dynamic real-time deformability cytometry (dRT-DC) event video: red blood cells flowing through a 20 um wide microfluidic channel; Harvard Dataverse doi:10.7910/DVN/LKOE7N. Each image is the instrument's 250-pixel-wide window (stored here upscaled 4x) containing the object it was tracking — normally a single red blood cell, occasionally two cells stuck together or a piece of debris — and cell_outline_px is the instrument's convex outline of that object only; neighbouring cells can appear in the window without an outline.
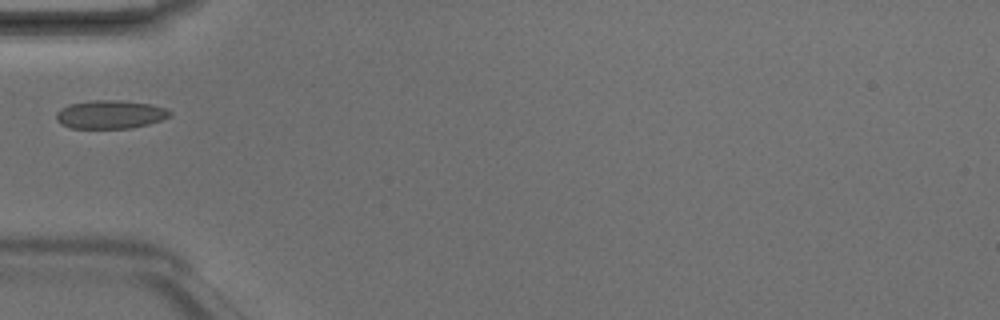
{"species": "Egyptian fruit bat (a non-hibernating species)", "species_latin": "Rousettus aegyptiacus", "temperature_condition": "room temperature", "stored_images_in_passage": 7, "camera_frame_rate_fps": 3000, "um_per_image_px": 0.085, "animal": {"sex": "male"}, "frame": {"image": 1, "passage_image": 5, "time_ms": 1.333, "image_size_px": [1000, 320], "cell_outline_px": [[172, 116], [148, 124], [132, 128], [72, 128], [60, 124], [56, 120], [56, 112], [60, 108], [68, 104], [96, 100], [120, 100], [152, 104], [168, 108], [172, 112]], "centroid_in_image_um": [9.39, 9.72], "position_along_channel_um": 75.6, "area_um2": 19.02}}